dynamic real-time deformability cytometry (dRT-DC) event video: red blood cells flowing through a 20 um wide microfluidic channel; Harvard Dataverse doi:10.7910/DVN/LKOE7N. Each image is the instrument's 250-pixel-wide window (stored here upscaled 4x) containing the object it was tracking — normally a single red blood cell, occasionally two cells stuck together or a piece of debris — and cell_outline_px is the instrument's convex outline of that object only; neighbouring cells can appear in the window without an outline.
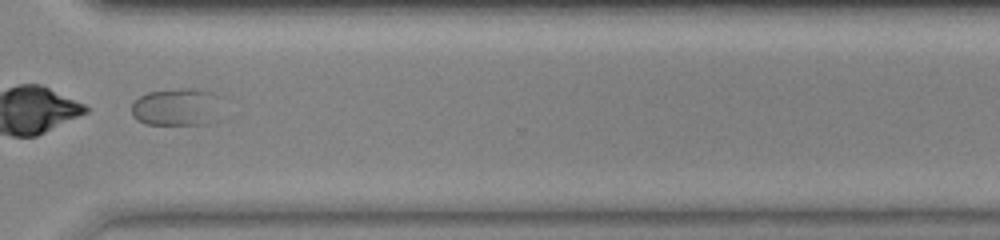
{"species": "common noctule bat (a hibernating species)", "species_latin": "Nyctalus noctula", "temperature_condition": "warm", "stored_images_in_passage": 50, "camera_frame_rate_fps": 3000, "um_per_image_px": 0.085, "animal": {"sex": "female", "body_mass_g": 23.0, "forearm_length_mm": 53.4}, "frame": {"image": 1, "passage_image": 38, "time_ms": 12.333, "image_size_px": [1000, 240], "cell_outline_px": [[216, 96], [208, 124], [144, 124], [136, 120], [132, 116], [132, 104], [140, 96], [148, 92], [180, 88], [192, 88], [212, 92]], "centroid_in_image_um": [14.82, 9.09], "position_along_channel_um": 355.8, "area_um2": 18.79}}